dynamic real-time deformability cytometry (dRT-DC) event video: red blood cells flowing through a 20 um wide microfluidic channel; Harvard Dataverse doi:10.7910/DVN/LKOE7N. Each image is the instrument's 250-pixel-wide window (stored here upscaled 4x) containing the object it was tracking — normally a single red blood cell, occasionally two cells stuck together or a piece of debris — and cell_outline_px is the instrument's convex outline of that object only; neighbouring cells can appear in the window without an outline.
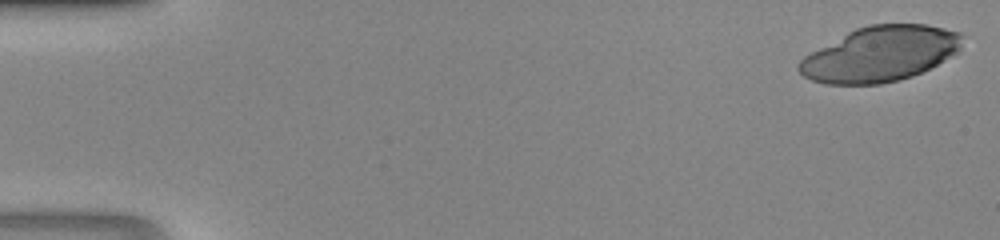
{"species": "human", "species_latin": "Homo sapiens", "temperature_condition": "room temperature", "stored_images_in_passage": 18, "camera_frame_rate_fps": 3000, "um_per_image_px": 0.085, "donor": {"sex": "male"}, "frame": {"image": 1, "passage_image": 1, "time_ms": 0.0, "image_size_px": [1000, 240], "cell_outline_px": [[960, 48], [956, 52], [936, 64], [912, 76], [900, 80], [880, 84], [824, 84], [812, 80], [804, 76], [796, 68], [800, 60], [804, 56], [848, 32], [856, 28], [868, 24], [924, 24], [944, 28], [960, 32]], "centroid_in_image_um": [74.77, 4.59], "position_along_channel_um": 10.2, "area_um2": 51.9}}